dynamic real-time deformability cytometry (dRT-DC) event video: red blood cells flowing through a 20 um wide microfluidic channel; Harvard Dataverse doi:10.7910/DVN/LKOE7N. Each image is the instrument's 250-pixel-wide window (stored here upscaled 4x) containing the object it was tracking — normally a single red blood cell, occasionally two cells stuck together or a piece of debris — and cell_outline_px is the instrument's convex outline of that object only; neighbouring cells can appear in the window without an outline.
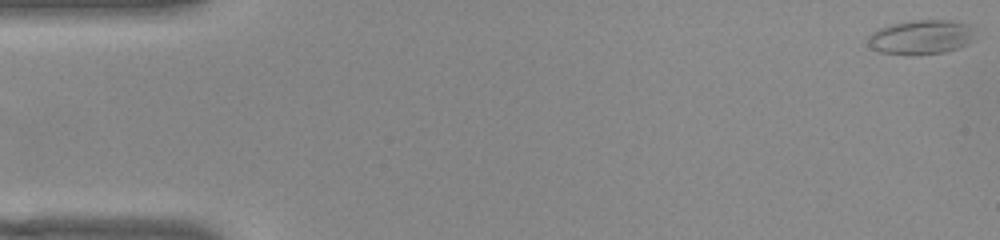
{"species": "common noctule bat (a hibernating species)", "species_latin": "Nyctalus noctula", "temperature_condition": "warm", "stored_images_in_passage": 53, "camera_frame_rate_fps": 3000, "um_per_image_px": 0.085, "animal": {"sex": "female", "body_mass_g": 22.0, "forearm_length_mm": 56.7}, "frame": {"image": 1, "passage_image": 1, "time_ms": 0.0, "image_size_px": [1000, 240], "cell_outline_px": [[976, 40], [968, 44], [944, 52], [916, 56], [912, 56], [880, 52], [872, 48], [868, 44], [868, 36], [872, 32], [880, 28], [892, 24], [912, 20], [944, 20], [972, 24]], "centroid_in_image_um": [78.33, 3.17], "position_along_channel_um": 6.7, "area_um2": 21.85}}
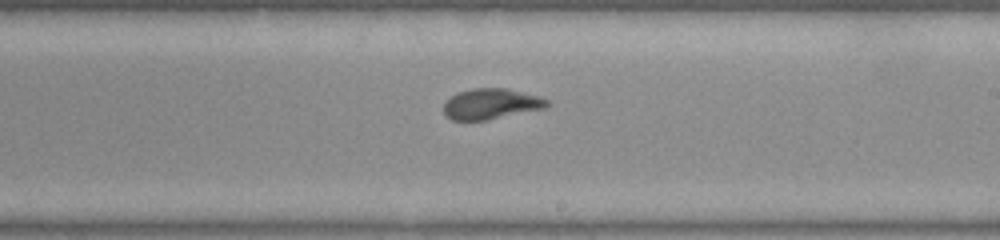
{"frame": {"image": 2, "passage_image": 31, "time_ms": 10.0, "image_size_px": [1000, 240], "cell_outline_px": [[552, 104], [548, 108], [488, 120], [452, 120], [444, 116], [444, 104], [452, 96], [460, 92], [472, 88], [504, 88], [536, 96], [548, 100]], "centroid_in_image_um": [41.77, 8.85], "position_along_channel_um": 247.2, "area_um2": 18.44}}
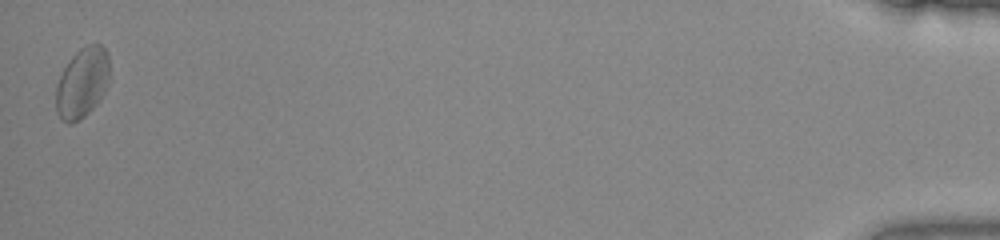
{"frame": {"image": 3, "passage_image": 53, "time_ms": 17.333, "image_size_px": [1000, 240], "cell_outline_px": [[108, 84], [100, 100], [80, 120], [72, 124], [68, 124], [60, 120], [56, 112], [56, 88], [60, 76], [68, 60], [80, 48], [88, 44], [100, 44], [104, 48], [108, 56]], "centroid_in_image_um": [6.97, 7.06], "position_along_channel_um": 428.2, "area_um2": 21.96}, "authors_computed_cell_mechanics": {"area_um2": 19.4786, "velocity_mm_per_s": 3.8191, "shape_relaxation_time_tau1_ms": 3.4988, "shape_relaxation_time_tau2_ms": 1.7679, "deformation_change_tau1": 0.1424, "deformation_change_tau2": 0.0791}}